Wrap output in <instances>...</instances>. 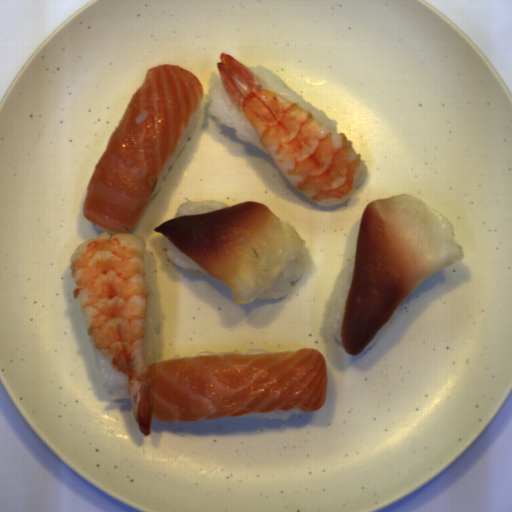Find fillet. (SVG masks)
Listing matches in <instances>:
<instances>
[{
  "instance_id": "25842a12",
  "label": "fillet",
  "mask_w": 512,
  "mask_h": 512,
  "mask_svg": "<svg viewBox=\"0 0 512 512\" xmlns=\"http://www.w3.org/2000/svg\"><path fill=\"white\" fill-rule=\"evenodd\" d=\"M462 258L455 228L441 211L408 193L370 200L340 327L345 354H360L425 279Z\"/></svg>"
},
{
  "instance_id": "e2c912f1",
  "label": "fillet",
  "mask_w": 512,
  "mask_h": 512,
  "mask_svg": "<svg viewBox=\"0 0 512 512\" xmlns=\"http://www.w3.org/2000/svg\"><path fill=\"white\" fill-rule=\"evenodd\" d=\"M151 416L197 422L249 413L316 412L327 399L322 352L196 355L146 366Z\"/></svg>"
},
{
  "instance_id": "e495c32b",
  "label": "fillet",
  "mask_w": 512,
  "mask_h": 512,
  "mask_svg": "<svg viewBox=\"0 0 512 512\" xmlns=\"http://www.w3.org/2000/svg\"><path fill=\"white\" fill-rule=\"evenodd\" d=\"M203 99L201 78L181 66L147 69L92 172L82 217L121 234L134 230Z\"/></svg>"
},
{
  "instance_id": "f6d04758",
  "label": "fillet",
  "mask_w": 512,
  "mask_h": 512,
  "mask_svg": "<svg viewBox=\"0 0 512 512\" xmlns=\"http://www.w3.org/2000/svg\"><path fill=\"white\" fill-rule=\"evenodd\" d=\"M232 291V304L251 303L274 285L302 251L296 227L264 202L245 201L208 213L173 217L153 229Z\"/></svg>"
}]
</instances>
